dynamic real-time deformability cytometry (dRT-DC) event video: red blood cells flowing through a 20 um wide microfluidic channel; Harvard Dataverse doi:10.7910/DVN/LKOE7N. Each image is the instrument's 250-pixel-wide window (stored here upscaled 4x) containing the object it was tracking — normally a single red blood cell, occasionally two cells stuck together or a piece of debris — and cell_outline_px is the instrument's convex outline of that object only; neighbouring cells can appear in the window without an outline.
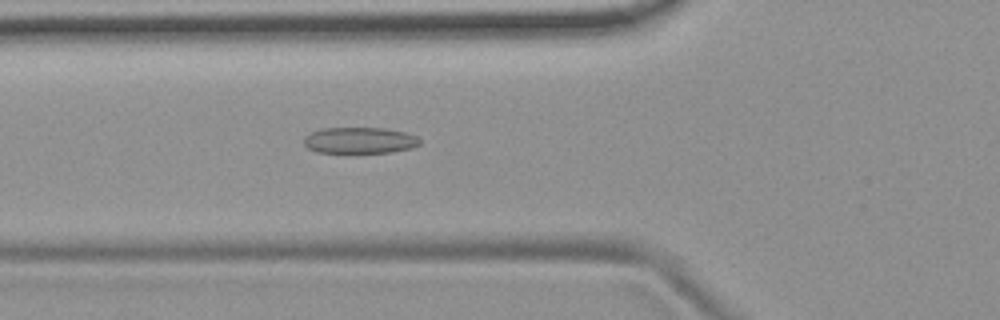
{"species": "common noctule bat (a hibernating species)", "species_latin": "Nyctalus noctula", "temperature_condition": "room temperature", "stored_images_in_passage": 54, "camera_frame_rate_fps": 3000, "um_per_image_px": 0.085, "animal": {"sex": "female", "body_mass_g": 19.9}, "frame": {"image": 1, "passage_image": 20, "time_ms": 6.333, "image_size_px": [1000, 320], "cell_outline_px": [[420, 144], [412, 148], [392, 152], [352, 156], [348, 156], [316, 152], [308, 148], [304, 144], [304, 136], [320, 128], [384, 128], [404, 132], [416, 136], [420, 140]], "centroid_in_image_um": [30.53, 11.99], "position_along_channel_um": 95.3, "area_um2": 18.79}}
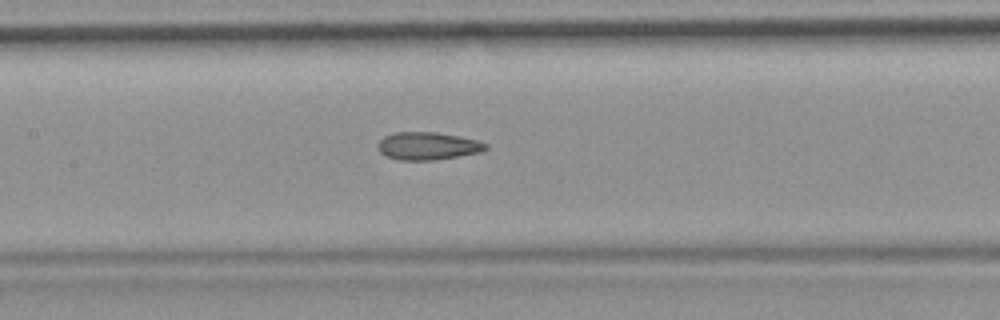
{"frame": {"image": 2, "passage_image": 26, "time_ms": 8.333, "image_size_px": [1000, 320], "cell_outline_px": [[488, 148], [484, 152], [432, 160], [396, 160], [380, 152], [380, 140], [384, 136], [392, 132], [436, 132], [460, 136], [476, 140], [488, 144]], "centroid_in_image_um": [36.4, 12.4], "position_along_channel_um": 171.0, "area_um2": 17.4}}
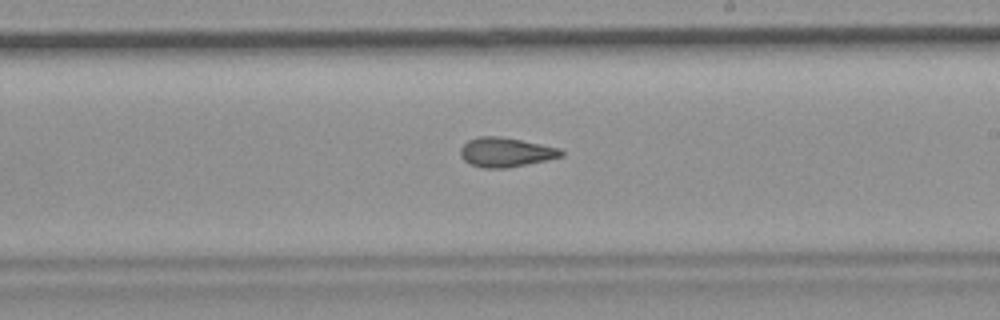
{"frame": {"image": 3, "passage_image": 32, "time_ms": 10.333, "image_size_px": [1000, 320], "cell_outline_px": [[564, 156], [508, 168], [484, 168], [468, 164], [460, 156], [460, 148], [468, 140], [476, 136], [500, 136], [560, 148], [564, 152]], "centroid_in_image_um": [42.95, 12.94], "position_along_channel_um": 246.0, "area_um2": 17.34}, "authors_computed_cell_mechanics": {"area_um2": 18.0914, "velocity_mm_per_s": 3.7755, "shape_relaxation_time_tau1_ms": null, "shape_relaxation_time_tau2_ms": 2.3552, "deformation_change_tau1": null, "deformation_change_tau2": 0.1005}}